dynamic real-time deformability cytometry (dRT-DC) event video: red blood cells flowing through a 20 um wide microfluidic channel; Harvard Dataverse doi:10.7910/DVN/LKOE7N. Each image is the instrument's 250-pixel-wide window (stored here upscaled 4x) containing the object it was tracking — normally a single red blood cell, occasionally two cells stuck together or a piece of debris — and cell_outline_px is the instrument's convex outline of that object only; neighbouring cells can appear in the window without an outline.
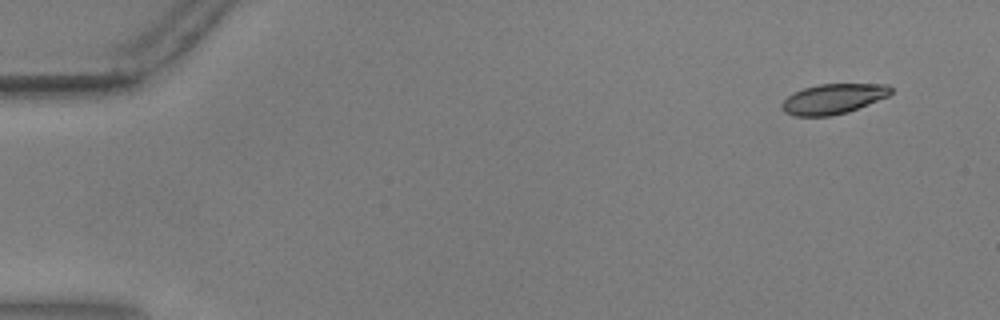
{"species": "common noctule bat (a hibernating species)", "species_latin": "Nyctalus noctula", "temperature_condition": "warm", "stored_images_in_passage": 8, "camera_frame_rate_fps": 3000, "um_per_image_px": 0.085, "animal": {"sex": "male", "body_mass_g": 17.9, "forearm_length_mm": 54.2}, "frame": {"image": 1, "passage_image": 2, "time_ms": 0.333, "image_size_px": [1000, 320], "cell_outline_px": [[892, 92], [888, 96], [848, 112], [832, 116], [796, 116], [784, 112], [780, 108], [780, 104], [792, 92], [804, 88], [820, 84], [888, 84], [892, 88]], "centroid_in_image_um": [70.8, 8.4], "position_along_channel_um": 14.2, "area_um2": 19.19}}